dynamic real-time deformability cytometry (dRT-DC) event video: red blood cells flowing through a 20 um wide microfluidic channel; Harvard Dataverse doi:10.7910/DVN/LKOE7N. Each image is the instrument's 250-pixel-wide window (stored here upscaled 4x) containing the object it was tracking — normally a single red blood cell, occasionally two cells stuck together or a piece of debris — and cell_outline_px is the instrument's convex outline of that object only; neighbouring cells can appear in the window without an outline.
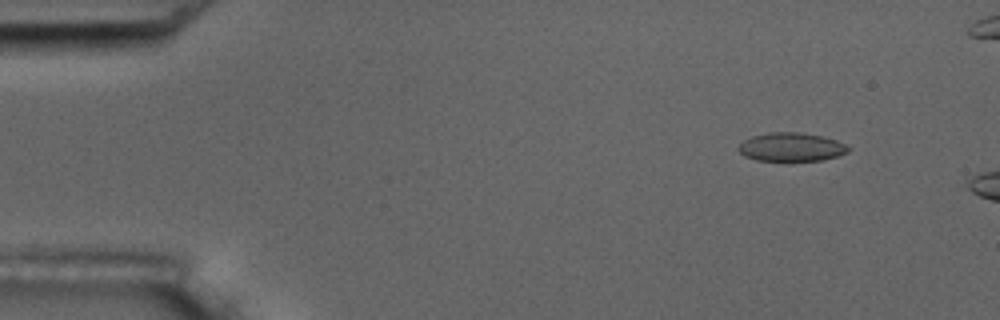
{"species": "common noctule bat (a hibernating species)", "species_latin": "Nyctalus noctula", "temperature_condition": "room temperature", "stored_images_in_passage": 3, "camera_frame_rate_fps": 3000, "um_per_image_px": 0.085, "animal": {"sex": "male", "body_mass_g": 17.5, "forearm_length_mm": 52.3}, "frame": {"image": 1, "passage_image": 1, "time_ms": 0.0, "image_size_px": [1000, 320], "cell_outline_px": [[852, 148], [848, 152], [824, 160], [756, 160], [744, 156], [736, 148], [744, 140], [752, 136], [768, 132], [800, 132], [820, 136], [836, 140]], "centroid_in_image_um": [67.24, 12.49], "position_along_channel_um": 17.8, "area_um2": 18.21}}